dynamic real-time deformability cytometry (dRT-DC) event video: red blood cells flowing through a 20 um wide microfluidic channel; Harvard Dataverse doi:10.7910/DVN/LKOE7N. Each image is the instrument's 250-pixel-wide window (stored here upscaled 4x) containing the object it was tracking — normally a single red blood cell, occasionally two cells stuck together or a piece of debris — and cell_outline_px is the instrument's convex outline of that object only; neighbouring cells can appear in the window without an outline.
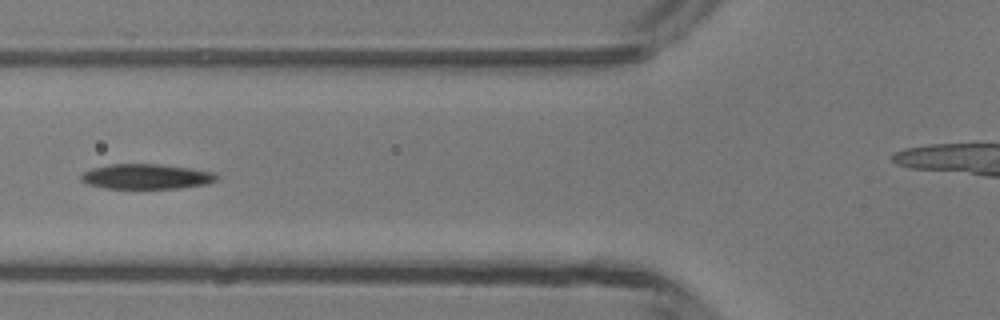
{"species": "common noctule bat (a hibernating species)", "species_latin": "Nyctalus noctula", "temperature_condition": "room temperature", "stored_images_in_passage": 6, "camera_frame_rate_fps": 3000, "um_per_image_px": 0.085, "animal": {"sex": "male", "body_mass_g": 13.3}, "frame": {"image": 1, "passage_image": 6, "time_ms": 5.667, "image_size_px": [1000, 320], "cell_outline_px": [[220, 176], [216, 180], [208, 184], [180, 188], [104, 188], [88, 184], [80, 180], [80, 176], [84, 172], [92, 168], [108, 164], [160, 164], [216, 172]], "centroid_in_image_um": [12.46, 15.0], "position_along_channel_um": 113.3, "area_um2": 19.88}}